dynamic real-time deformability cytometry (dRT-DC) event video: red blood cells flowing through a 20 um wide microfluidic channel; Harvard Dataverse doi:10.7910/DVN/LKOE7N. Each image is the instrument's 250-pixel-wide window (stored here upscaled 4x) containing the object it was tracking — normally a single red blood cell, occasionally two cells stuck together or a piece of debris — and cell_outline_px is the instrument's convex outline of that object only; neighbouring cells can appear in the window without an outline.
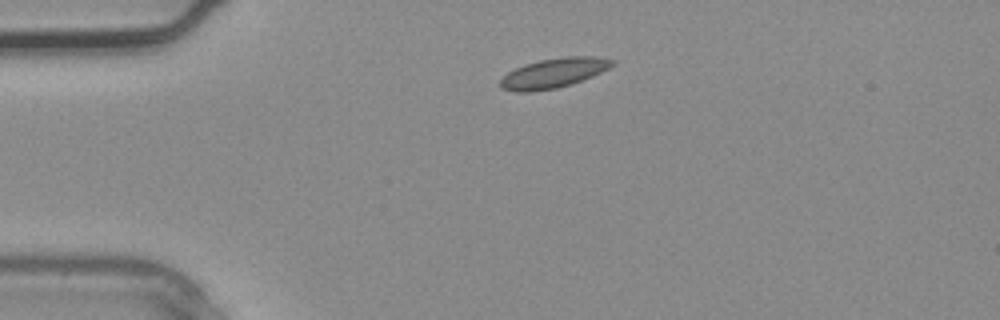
{"species": "common noctule bat (a hibernating species)", "species_latin": "Nyctalus noctula", "temperature_condition": "warm", "stored_images_in_passage": 2, "camera_frame_rate_fps": 3000, "um_per_image_px": 0.085, "animal": {"sex": "male", "body_mass_g": 20.4}, "frame": {"image": 1, "passage_image": 1, "time_ms": 0.0, "image_size_px": [1000, 320], "cell_outline_px": [[616, 64], [592, 76], [572, 84], [556, 88], [528, 92], [516, 92], [500, 88], [500, 80], [508, 72], [524, 64], [540, 60], [564, 56], [600, 56], [616, 60]], "centroid_in_image_um": [47.09, 6.2], "position_along_channel_um": 37.9, "area_um2": 19.48}}